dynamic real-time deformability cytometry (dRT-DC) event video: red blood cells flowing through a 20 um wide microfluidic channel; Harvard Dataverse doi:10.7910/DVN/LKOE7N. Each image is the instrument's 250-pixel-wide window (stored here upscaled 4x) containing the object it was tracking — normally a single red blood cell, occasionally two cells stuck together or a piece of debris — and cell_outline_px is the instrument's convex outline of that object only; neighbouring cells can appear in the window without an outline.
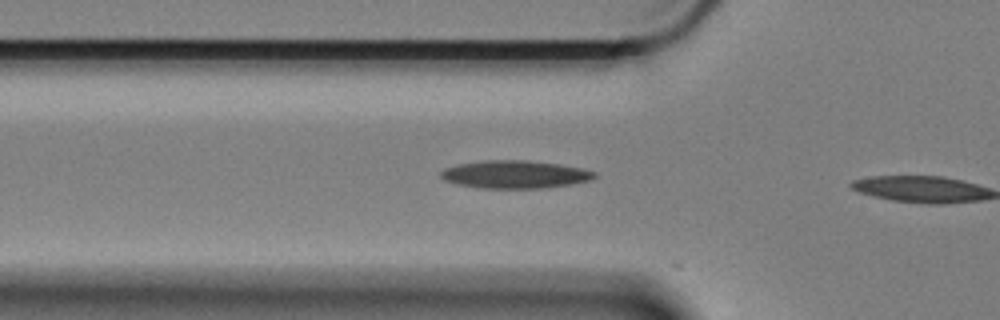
{"species": "Egyptian fruit bat (a non-hibernating species)", "species_latin": "Rousettus aegyptiacus", "temperature_condition": "cold", "stored_images_in_passage": 7, "camera_frame_rate_fps": 3000, "um_per_image_px": 0.085, "animal": {"sex": "female"}, "frame": {"image": 1, "passage_image": 6, "time_ms": 1.667, "image_size_px": [1000, 320], "cell_outline_px": [[596, 176], [592, 180], [572, 184], [540, 188], [484, 188], [460, 184], [444, 180], [440, 176], [440, 172], [444, 168], [460, 164], [484, 160], [528, 160], [560, 164], [584, 168], [596, 172]], "centroid_in_image_um": [43.82, 14.81], "position_along_channel_um": 82.0, "area_um2": 24.91}}